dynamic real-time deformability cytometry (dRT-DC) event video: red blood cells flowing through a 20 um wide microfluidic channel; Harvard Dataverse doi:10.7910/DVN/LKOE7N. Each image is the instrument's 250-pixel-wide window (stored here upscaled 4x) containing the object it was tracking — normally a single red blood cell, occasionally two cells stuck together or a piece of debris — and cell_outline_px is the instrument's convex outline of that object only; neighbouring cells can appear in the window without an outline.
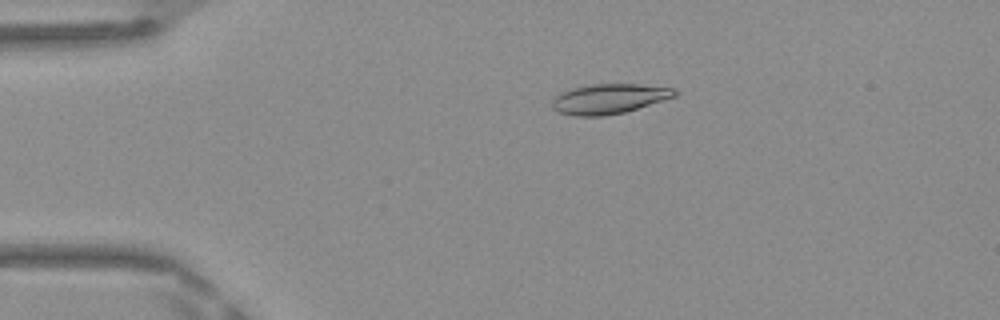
{"species": "Egyptian fruit bat (a non-hibernating species)", "species_latin": "Rousettus aegyptiacus", "temperature_condition": "warm", "stored_images_in_passage": 48, "camera_frame_rate_fps": 3000, "um_per_image_px": 0.085, "frame": {"image": 1, "passage_image": 10, "time_ms": 3.0, "image_size_px": [1000, 320], "cell_outline_px": [[680, 92], [676, 96], [624, 112], [604, 116], [576, 116], [560, 112], [552, 108], [552, 100], [560, 92], [572, 88], [592, 84], [640, 84], [676, 88]], "centroid_in_image_um": [51.79, 8.39], "position_along_channel_um": 33.2, "area_um2": 21.39}}
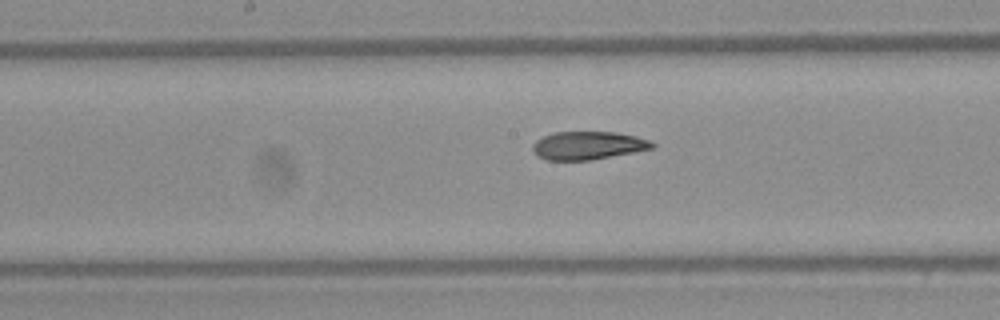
{"frame": {"image": 2, "passage_image": 25, "time_ms": 8.0, "image_size_px": [1000, 320], "cell_outline_px": [[656, 144], [652, 148], [592, 160], [548, 160], [536, 156], [532, 148], [532, 144], [536, 140], [552, 132], [616, 132], [636, 136], [652, 140]], "centroid_in_image_um": [49.97, 12.36], "position_along_channel_um": 198.2, "area_um2": 19.65}}
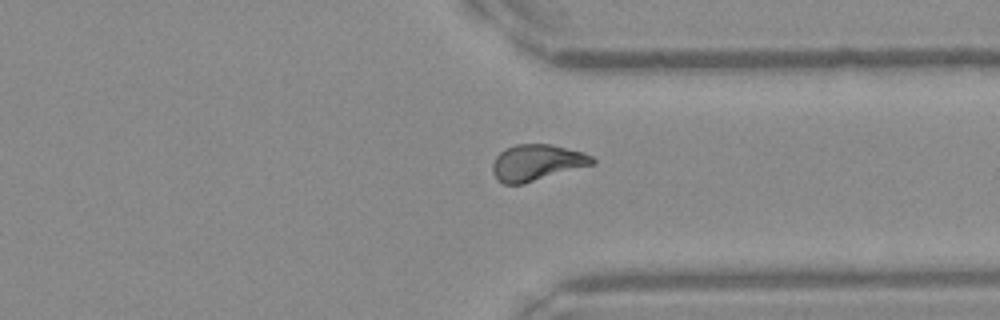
{"frame": {"image": 3, "passage_image": 37, "time_ms": 12.0, "image_size_px": [1000, 320], "cell_outline_px": [[596, 164], [524, 184], [504, 184], [492, 172], [492, 164], [496, 156], [504, 148], [516, 144], [552, 144], [584, 152], [592, 156], [596, 160]], "centroid_in_image_um": [45.67, 13.81], "position_along_channel_um": 365.7, "area_um2": 21.33}, "authors_computed_cell_mechanics": {"area_um2": 20.7213, "velocity_mm_per_s": 4.1947, "shape_relaxation_time_tau1_ms": 7.5211, "shape_relaxation_time_tau2_ms": 2.4713, "deformation_change_tau1": 0.2346, "deformation_change_tau2": 0.0905}}